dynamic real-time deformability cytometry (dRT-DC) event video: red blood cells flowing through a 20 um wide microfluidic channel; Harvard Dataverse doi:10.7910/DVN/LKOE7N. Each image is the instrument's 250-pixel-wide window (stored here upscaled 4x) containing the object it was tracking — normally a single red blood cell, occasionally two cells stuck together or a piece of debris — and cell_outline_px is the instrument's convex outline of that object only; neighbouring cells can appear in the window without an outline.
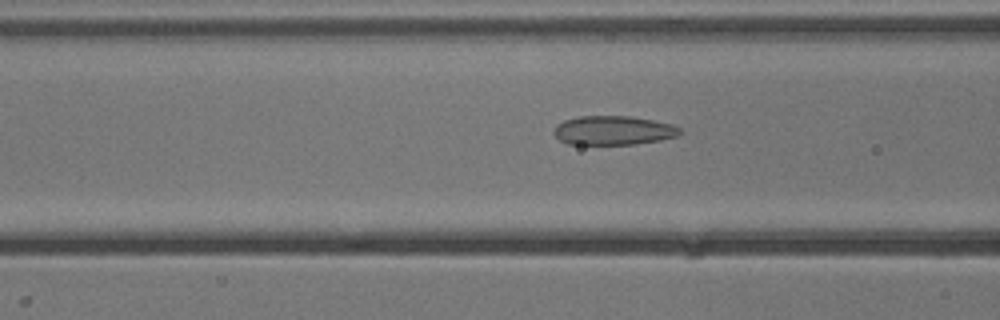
{"species": "common noctule bat (a hibernating species)", "species_latin": "Nyctalus noctula", "temperature_condition": "cold", "stored_images_in_passage": 54, "camera_frame_rate_fps": 3000, "um_per_image_px": 0.085, "animal": {"sex": "male", "body_mass_g": 13.3}, "frame": {"image": 1, "passage_image": 21, "time_ms": 6.667, "image_size_px": [1000, 320], "cell_outline_px": [[684, 132], [676, 136], [660, 140], [636, 144], [568, 144], [560, 140], [552, 132], [556, 124], [564, 120], [580, 116], [632, 116], [672, 124], [680, 128]], "centroid_in_image_um": [52.13, 11.08], "position_along_channel_um": 114.5, "area_um2": 21.44}}
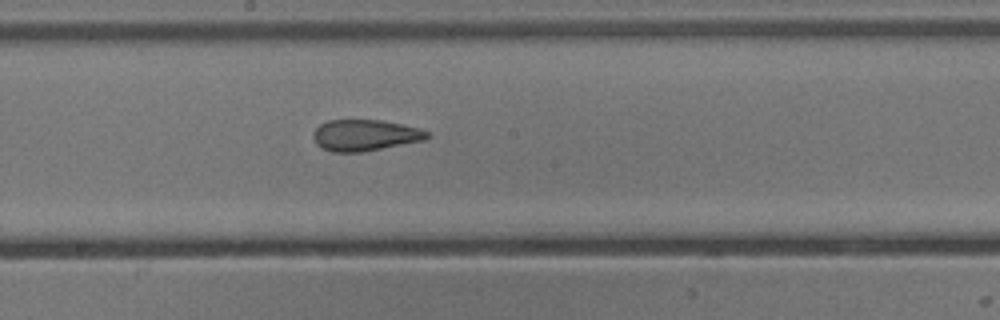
{"frame": {"image": 2, "passage_image": 29, "time_ms": 9.333, "image_size_px": [1000, 320], "cell_outline_px": [[432, 136], [424, 140], [364, 152], [332, 152], [316, 144], [312, 136], [312, 132], [320, 124], [328, 120], [380, 120], [400, 124], [416, 128], [428, 132]], "centroid_in_image_um": [31.0, 11.5], "position_along_channel_um": 217.2, "area_um2": 20.69}}
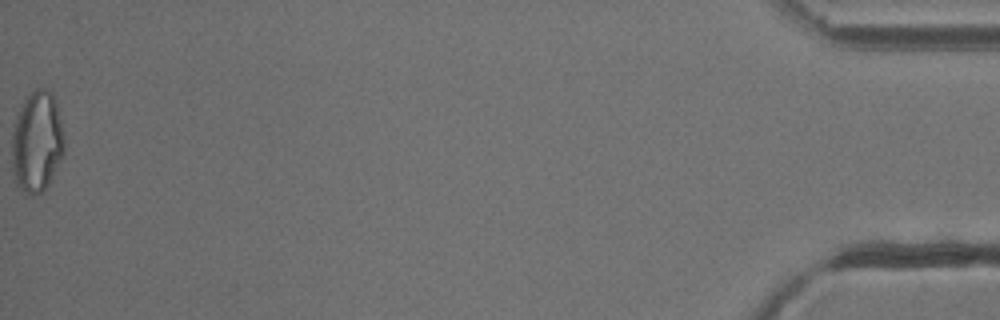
{"frame": {"image": 3, "passage_image": 54, "time_ms": 17.667, "image_size_px": [1000, 320], "cell_outline_px": [[64, 152], [48, 184], [40, 192], [32, 196], [24, 192], [16, 184], [12, 176], [12, 136], [16, 116], [20, 104], [36, 88], [48, 88], [52, 92], [56, 104], [64, 136]], "centroid_in_image_um": [3.12, 12.05], "position_along_channel_um": 432.1, "area_um2": 30.87}, "authors_computed_cell_mechanics": {"area_um2": 23.2067, "velocity_mm_per_s": 3.831, "shape_relaxation_time_tau1_ms": 8.9855, "shape_relaxation_time_tau2_ms": 1.9097, "deformation_change_tau1": 0.1785, "deformation_change_tau2": 0.0852}}